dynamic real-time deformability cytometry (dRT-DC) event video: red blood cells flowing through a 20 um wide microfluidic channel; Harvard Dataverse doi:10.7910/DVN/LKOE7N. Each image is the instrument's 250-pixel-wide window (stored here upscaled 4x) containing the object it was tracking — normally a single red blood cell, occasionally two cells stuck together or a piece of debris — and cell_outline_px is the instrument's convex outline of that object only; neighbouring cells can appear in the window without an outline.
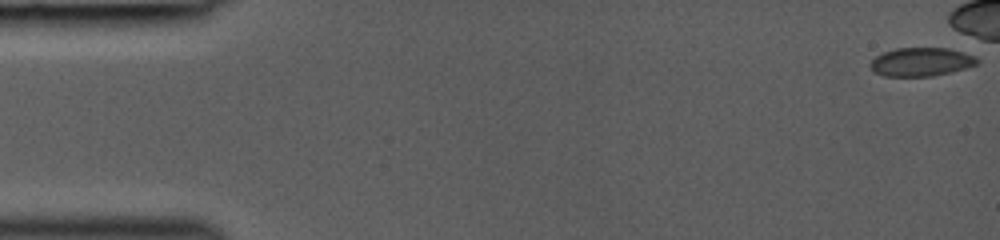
{"species": "common noctule bat (a hibernating species)", "species_latin": "Nyctalus noctula", "temperature_condition": "room temperature", "stored_images_in_passage": 37, "camera_frame_rate_fps": 3000, "um_per_image_px": 0.085, "animal": {"sex": "female", "body_mass_g": 19.0, "forearm_length_mm": 53.3}, "frame": {"image": 1, "passage_image": 1, "time_ms": 0.0, "image_size_px": [1000, 240], "cell_outline_px": [[980, 60], [976, 64], [952, 72], [932, 76], [884, 76], [872, 72], [868, 64], [876, 56], [884, 52], [896, 48], [948, 48], [976, 52]], "centroid_in_image_um": [78.37, 5.24], "position_along_channel_um": 6.6, "area_um2": 18.32}}
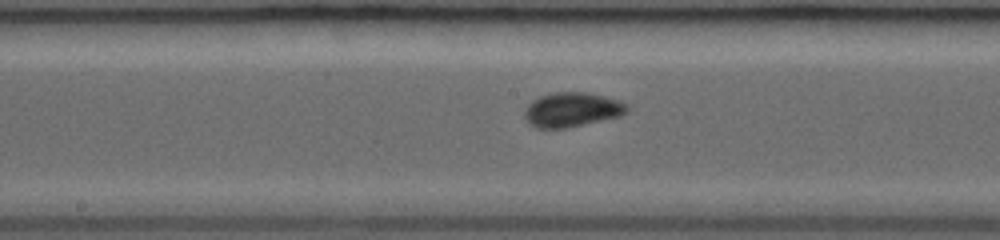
{"frame": {"image": 2, "passage_image": 24, "time_ms": 7.667, "image_size_px": [1000, 240], "cell_outline_px": [[628, 112], [620, 116], [568, 128], [536, 128], [528, 124], [524, 116], [524, 112], [528, 104], [532, 100], [540, 96], [556, 92], [588, 92], [620, 100], [628, 104]], "centroid_in_image_um": [48.62, 9.32], "position_along_channel_um": 199.6, "area_um2": 20.81}}
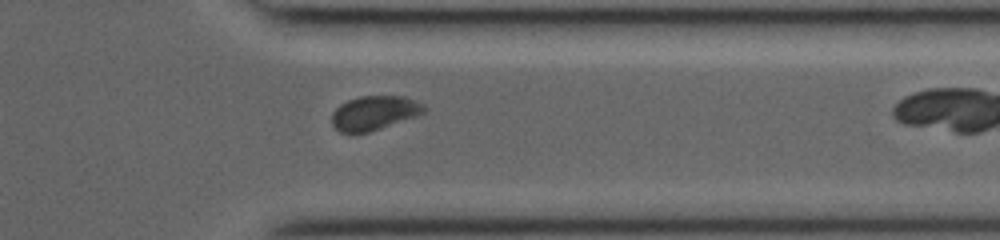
{"frame": {"image": 3, "passage_image": 36, "time_ms": 11.667, "image_size_px": [1000, 240], "cell_outline_px": [[428, 108], [424, 112], [416, 116], [368, 132], [340, 132], [332, 124], [332, 112], [340, 104], [348, 100], [360, 96], [404, 96], [416, 100], [424, 104]], "centroid_in_image_um": [31.83, 9.58], "position_along_channel_um": 379.6, "area_um2": 18.26}}